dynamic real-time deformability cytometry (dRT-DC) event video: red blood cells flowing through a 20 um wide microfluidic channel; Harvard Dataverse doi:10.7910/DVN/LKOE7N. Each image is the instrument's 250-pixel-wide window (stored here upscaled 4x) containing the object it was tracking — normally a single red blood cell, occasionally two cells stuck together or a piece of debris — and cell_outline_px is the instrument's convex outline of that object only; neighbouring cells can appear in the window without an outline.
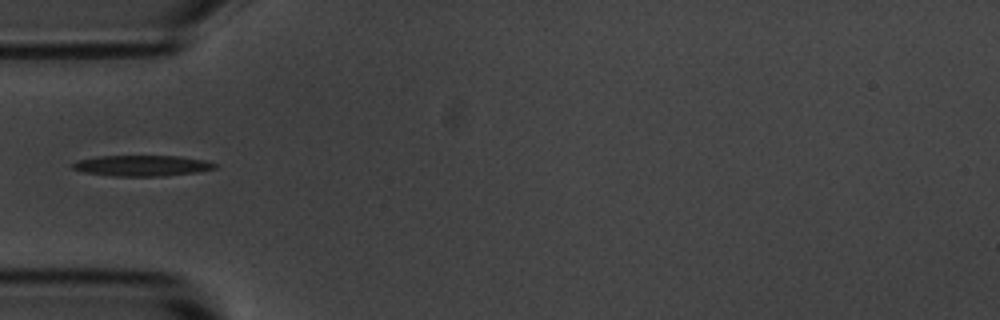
{"species": "common noctule bat (a hibernating species)", "species_latin": "Nyctalus noctula", "temperature_condition": "room temperature", "stored_images_in_passage": 5, "camera_frame_rate_fps": 3000, "um_per_image_px": 0.085, "animal": {"sex": "male", "body_mass_g": 20.1, "forearm_length_mm": 53.5}, "frame": {"image": 1, "passage_image": 5, "time_ms": 4.667, "image_size_px": [1000, 320], "cell_outline_px": [[216, 168], [200, 172], [164, 176], [112, 176], [84, 172], [72, 168], [72, 164], [76, 160], [100, 156], [180, 156], [204, 160], [216, 164]], "centroid_in_image_um": [12.08, 14.08], "position_along_channel_um": 72.9, "area_um2": 17.28}}